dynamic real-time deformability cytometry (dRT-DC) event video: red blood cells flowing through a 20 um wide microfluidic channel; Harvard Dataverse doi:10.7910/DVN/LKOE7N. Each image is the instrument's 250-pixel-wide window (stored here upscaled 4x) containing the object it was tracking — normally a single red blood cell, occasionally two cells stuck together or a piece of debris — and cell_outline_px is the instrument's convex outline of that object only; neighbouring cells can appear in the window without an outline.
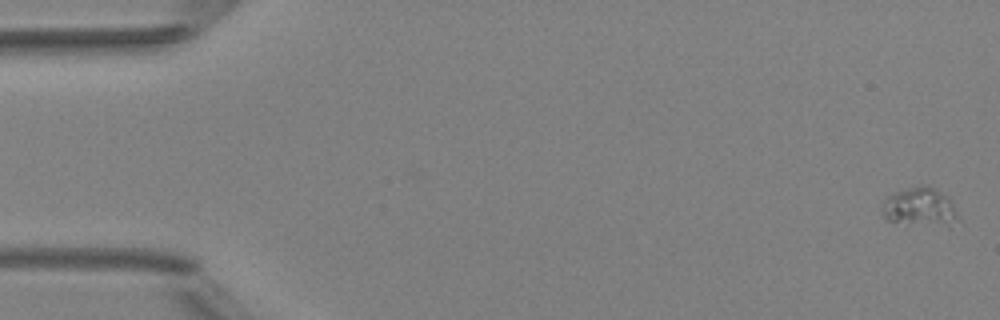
{"species": "Egyptian fruit bat (a non-hibernating species)", "species_latin": "Rousettus aegyptiacus", "temperature_condition": "room temperature", "stored_images_in_passage": 5, "camera_frame_rate_fps": 3000, "um_per_image_px": 0.085, "animal": {"sex": "female"}, "frame": {"image": 1, "passage_image": 1, "time_ms": 0.0, "image_size_px": [1000, 320], "cell_outline_px": [[956, 220], [948, 228], [888, 220], [884, 216], [880, 204], [892, 192], [924, 184], [948, 196], [956, 212]], "centroid_in_image_um": [78.17, 17.6], "position_along_channel_um": 6.8, "area_um2": 17.05}}
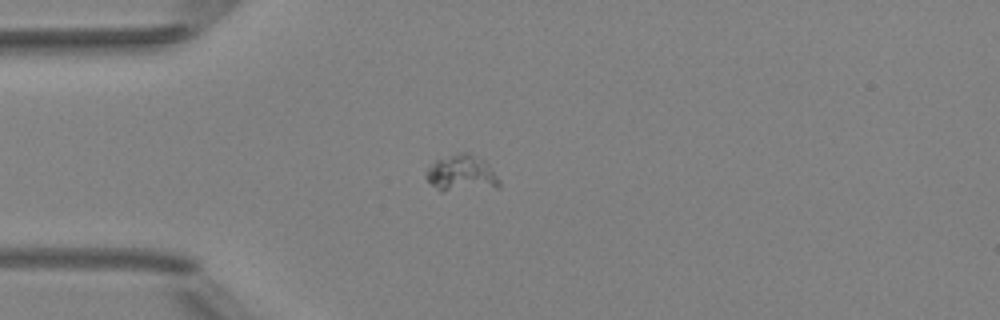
{"frame": {"image": 2, "passage_image": 4, "time_ms": 4.333, "image_size_px": [1000, 320], "cell_outline_px": [[500, 188], [444, 192], [440, 192], [424, 176], [428, 164], [436, 160], [460, 152], [468, 152], [484, 160], [488, 164], [500, 180]], "centroid_in_image_um": [39.23, 14.76], "position_along_channel_um": 45.8, "area_um2": 15.95}}